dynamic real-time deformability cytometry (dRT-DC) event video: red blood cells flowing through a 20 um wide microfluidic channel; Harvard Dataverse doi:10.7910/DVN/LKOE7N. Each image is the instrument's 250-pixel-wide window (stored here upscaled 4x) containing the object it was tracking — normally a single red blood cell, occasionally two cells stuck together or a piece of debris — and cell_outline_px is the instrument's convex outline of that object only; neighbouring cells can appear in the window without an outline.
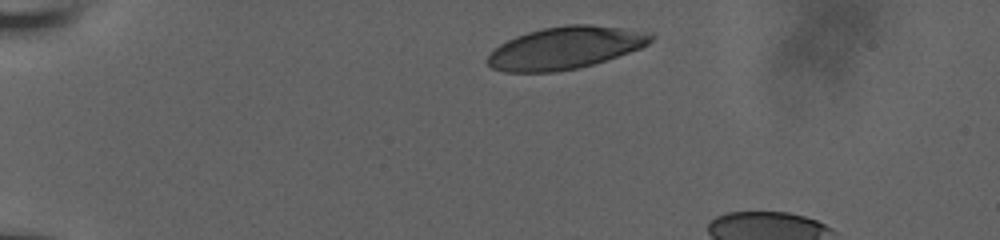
{"species": "human", "species_latin": "Homo sapiens", "temperature_condition": "room temperature", "stored_images_in_passage": 5, "segment_of_instrument_passage": [1, 2], "camera_frame_rate_fps": 3000, "um_per_image_px": 0.085, "donor": {"sex": "male"}, "frame": {"image": 1, "passage_image": 1, "time_ms": 0.0, "image_size_px": [1000, 240], "cell_outline_px": [[656, 36], [648, 44], [640, 48], [580, 68], [556, 72], [504, 72], [492, 68], [484, 60], [500, 44], [516, 36], [528, 32], [544, 28], [568, 24], [592, 24], [624, 28], [652, 32]], "centroid_in_image_um": [48.06, 4.06], "position_along_channel_um": 36.9, "area_um2": 40.29}}
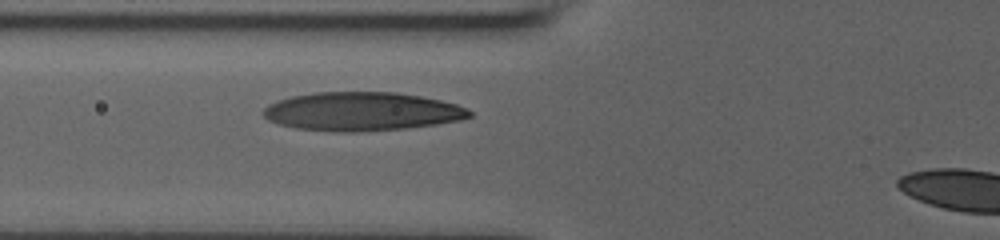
{"frame": {"image": 2, "passage_image": 4, "time_ms": 1.0, "image_size_px": [1000, 240], "cell_outline_px": [[472, 116], [460, 120], [436, 124], [404, 128], [356, 132], [336, 132], [296, 128], [276, 124], [268, 120], [264, 116], [264, 108], [268, 104], [276, 100], [292, 96], [312, 92], [396, 92], [420, 96], [440, 100], [456, 104], [468, 108], [472, 112]], "centroid_in_image_um": [30.73, 9.47], "position_along_channel_um": 95.1, "area_um2": 46.59}}